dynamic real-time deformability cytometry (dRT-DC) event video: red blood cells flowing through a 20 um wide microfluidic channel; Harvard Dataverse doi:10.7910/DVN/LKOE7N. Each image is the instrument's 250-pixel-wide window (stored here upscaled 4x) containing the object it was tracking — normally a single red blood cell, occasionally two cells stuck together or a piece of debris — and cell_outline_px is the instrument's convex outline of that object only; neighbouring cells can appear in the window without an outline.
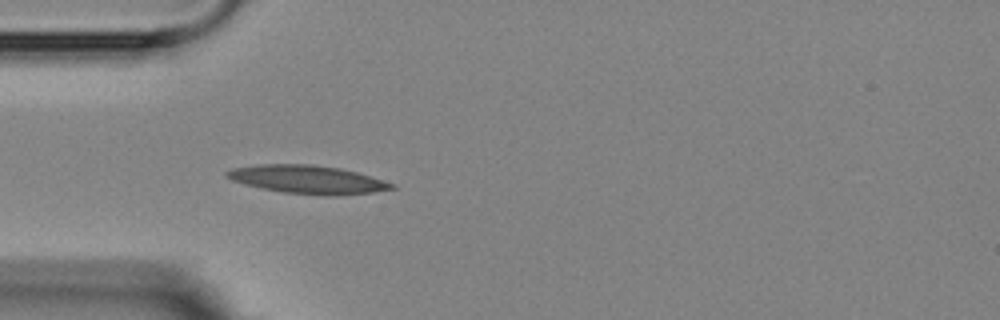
{"species": "Egyptian fruit bat (a non-hibernating species)", "species_latin": "Rousettus aegyptiacus", "temperature_condition": "room temperature", "stored_images_in_passage": 1, "camera_frame_rate_fps": 3000, "um_per_image_px": 0.085, "animal": {"sex": "female"}, "frame": {"image": 1, "passage_image": 1, "time_ms": 0.0, "image_size_px": [1000, 320], "cell_outline_px": [[396, 188], [372, 192], [336, 196], [324, 196], [284, 192], [260, 188], [244, 184], [232, 180], [224, 176], [224, 172], [232, 168], [256, 164], [312, 164], [340, 168], [356, 172], [396, 184]], "centroid_in_image_um": [26.11, 15.25], "position_along_channel_um": 58.9, "area_um2": 27.34}}